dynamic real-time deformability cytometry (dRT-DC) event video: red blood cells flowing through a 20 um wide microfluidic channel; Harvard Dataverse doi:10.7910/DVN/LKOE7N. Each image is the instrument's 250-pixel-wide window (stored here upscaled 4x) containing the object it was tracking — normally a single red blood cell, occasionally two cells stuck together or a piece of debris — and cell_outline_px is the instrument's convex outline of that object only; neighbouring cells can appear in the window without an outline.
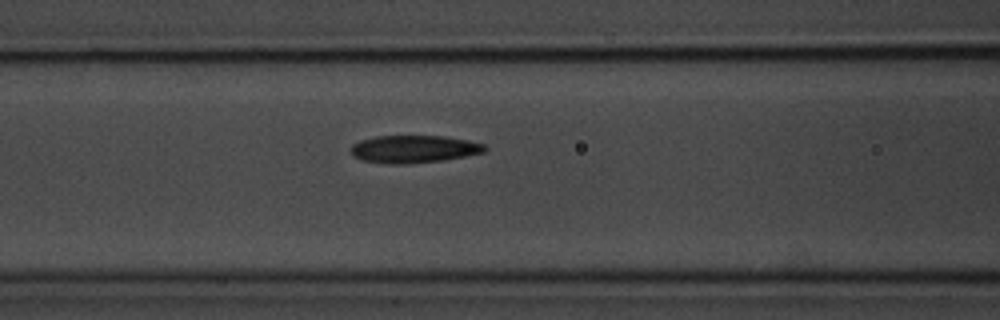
{"species": "common noctule bat (a hibernating species)", "species_latin": "Nyctalus noctula", "temperature_condition": "room temperature", "stored_images_in_passage": 19, "camera_frame_rate_fps": 3000, "um_per_image_px": 0.085, "animal": {"sex": "male", "body_mass_g": 20.1, "forearm_length_mm": 53.5}, "frame": {"image": 1, "passage_image": 14, "time_ms": 4.333, "image_size_px": [1000, 320], "cell_outline_px": [[488, 148], [484, 152], [444, 160], [404, 164], [392, 164], [360, 160], [352, 156], [348, 148], [352, 144], [360, 140], [376, 136], [444, 136], [468, 140], [484, 144]], "centroid_in_image_um": [35.12, 12.67], "position_along_channel_um": 131.5, "area_um2": 21.68}}